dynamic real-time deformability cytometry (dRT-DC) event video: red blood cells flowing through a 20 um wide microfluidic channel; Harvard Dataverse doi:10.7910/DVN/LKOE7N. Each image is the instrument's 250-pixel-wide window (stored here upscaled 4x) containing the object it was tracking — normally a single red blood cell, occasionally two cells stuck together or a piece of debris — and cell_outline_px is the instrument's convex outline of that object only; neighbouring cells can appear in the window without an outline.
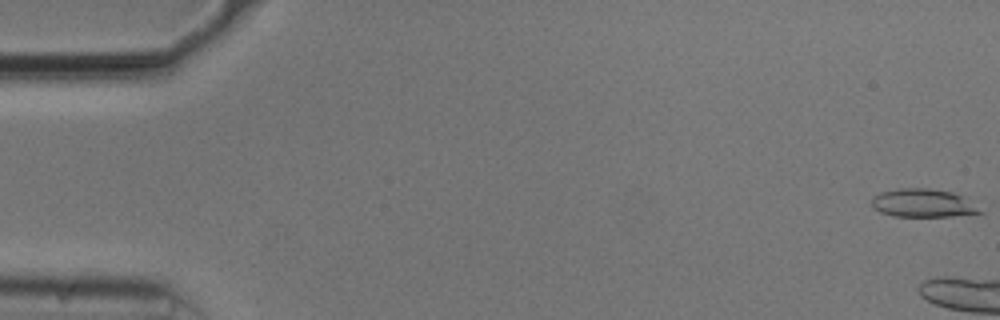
{"species": "common noctule bat (a hibernating species)", "species_latin": "Nyctalus noctula", "temperature_condition": "cold", "stored_images_in_passage": 6, "camera_frame_rate_fps": 3000, "um_per_image_px": 0.085, "animal": {"sex": "male", "body_mass_g": 20.5, "forearm_length_mm": 52.5}, "frame": {"image": 1, "passage_image": 1, "time_ms": 0.0, "image_size_px": [1000, 320], "cell_outline_px": [[984, 212], [952, 216], [892, 216], [880, 212], [872, 204], [872, 196], [880, 192], [900, 188], [928, 188], [952, 192], [960, 196]], "centroid_in_image_um": [78.38, 17.26], "position_along_channel_um": 6.6, "area_um2": 17.46}}